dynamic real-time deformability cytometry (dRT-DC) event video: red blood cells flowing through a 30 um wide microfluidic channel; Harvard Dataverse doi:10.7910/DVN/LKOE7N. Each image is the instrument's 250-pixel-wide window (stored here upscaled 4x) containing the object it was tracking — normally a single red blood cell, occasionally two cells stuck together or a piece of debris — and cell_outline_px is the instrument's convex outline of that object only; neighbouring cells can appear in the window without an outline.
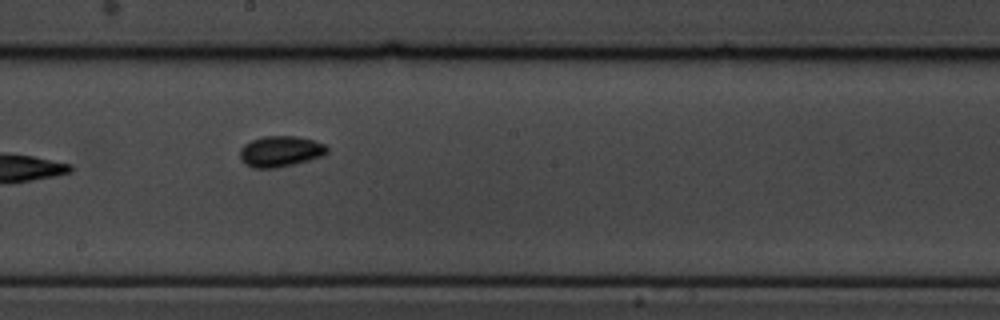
{"species": "common noctule bat (a hibernating species)", "species_latin": "Nyctalus noctula", "temperature_condition": "cold", "stored_images_in_passage": 10, "camera_frame_rate_fps": 3000, "um_per_image_px": 0.085, "animal": {"sex": "male", "body_mass_g": 19.5, "forearm_length_mm": 54.6}, "frame": {"image": 1, "passage_image": 9, "time_ms": 9.333, "image_size_px": [1000, 320], "cell_outline_px": [[328, 152], [320, 156], [308, 160], [276, 168], [252, 168], [244, 164], [240, 160], [240, 148], [244, 144], [252, 140], [264, 136], [296, 136], [312, 140], [324, 144], [328, 148]], "centroid_in_image_um": [23.78, 12.87], "position_along_channel_um": 224.4, "area_um2": 15.61}}